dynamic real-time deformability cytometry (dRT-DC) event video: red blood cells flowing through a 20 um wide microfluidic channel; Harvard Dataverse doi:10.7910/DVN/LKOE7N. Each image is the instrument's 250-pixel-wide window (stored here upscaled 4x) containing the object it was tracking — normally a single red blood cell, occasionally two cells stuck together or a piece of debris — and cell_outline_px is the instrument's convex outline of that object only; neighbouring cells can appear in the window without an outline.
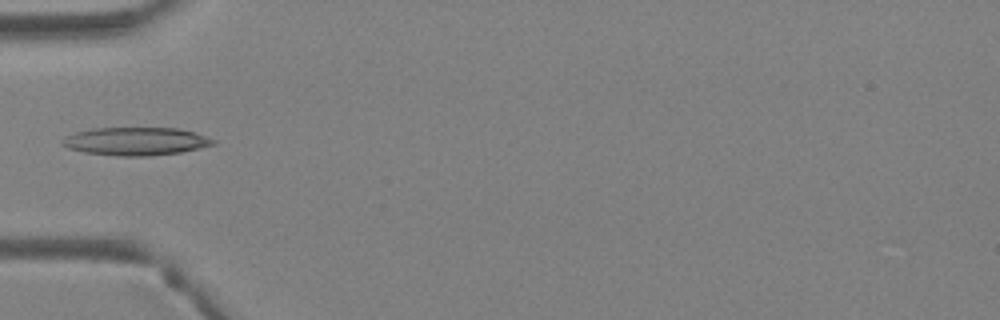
{"species": "Egyptian fruit bat (a non-hibernating species)", "species_latin": "Rousettus aegyptiacus", "temperature_condition": "warm", "stored_images_in_passage": 5, "camera_frame_rate_fps": 3000, "um_per_image_px": 0.085, "animal": {"sex": "female"}, "frame": {"image": 1, "passage_image": 5, "time_ms": 1.333, "image_size_px": [1000, 320], "cell_outline_px": [[216, 144], [180, 152], [148, 156], [120, 156], [84, 152], [68, 148], [60, 144], [60, 140], [64, 136], [76, 132], [96, 128], [176, 128], [192, 132], [216, 140]], "centroid_in_image_um": [11.49, 12.01], "position_along_channel_um": 73.5, "area_um2": 24.51}}